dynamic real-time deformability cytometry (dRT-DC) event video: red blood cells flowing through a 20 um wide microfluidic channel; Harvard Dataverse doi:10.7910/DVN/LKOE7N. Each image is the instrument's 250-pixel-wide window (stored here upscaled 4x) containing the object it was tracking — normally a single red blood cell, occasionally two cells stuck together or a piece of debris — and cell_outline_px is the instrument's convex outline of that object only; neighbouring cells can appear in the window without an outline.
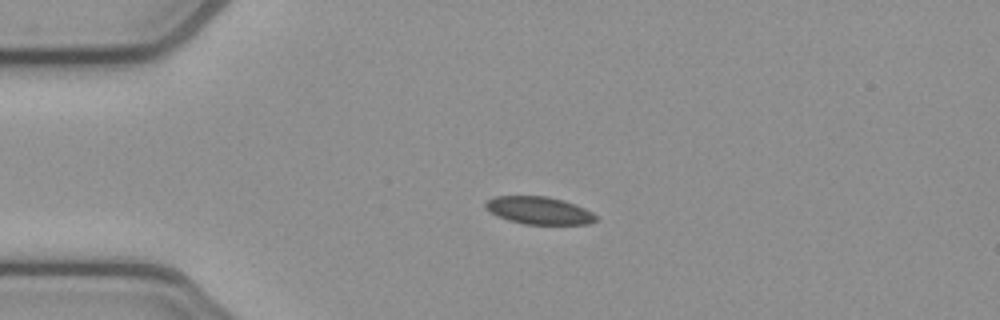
{"species": "common noctule bat (a hibernating species)", "species_latin": "Nyctalus noctula", "temperature_condition": "cold", "stored_images_in_passage": 42, "camera_frame_rate_fps": 3000, "um_per_image_px": 0.085, "animal": {"sex": "female", "body_mass_g": 21.9}, "frame": {"image": 1, "passage_image": 1, "time_ms": 0.0, "image_size_px": [1000, 320], "cell_outline_px": [[596, 220], [588, 224], [524, 224], [508, 220], [496, 216], [484, 208], [484, 204], [488, 200], [496, 196], [548, 196], [564, 200], [584, 208], [592, 212], [596, 216]], "centroid_in_image_um": [45.78, 17.89], "position_along_channel_um": 39.2, "area_um2": 17.74}}
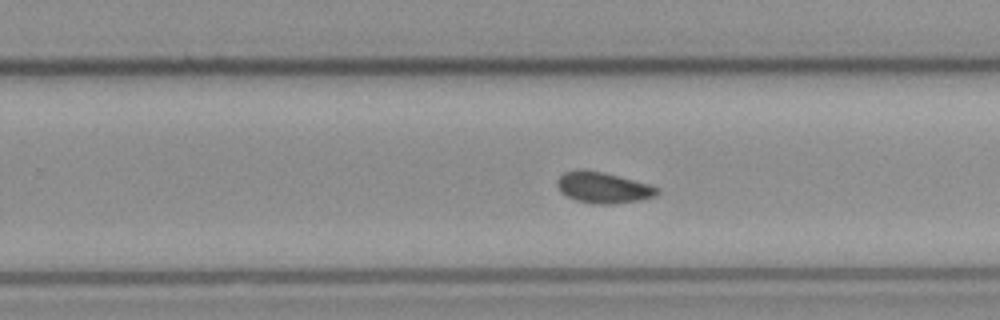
{"frame": {"image": 2, "passage_image": 22, "time_ms": 7.0, "image_size_px": [1000, 320], "cell_outline_px": [[660, 192], [656, 196], [640, 200], [612, 204], [592, 204], [576, 200], [560, 192], [556, 184], [556, 180], [564, 172], [576, 168], [584, 168], [604, 172], [648, 184], [660, 188]], "centroid_in_image_um": [51.24, 15.93], "position_along_channel_um": 278.6, "area_um2": 18.38}}
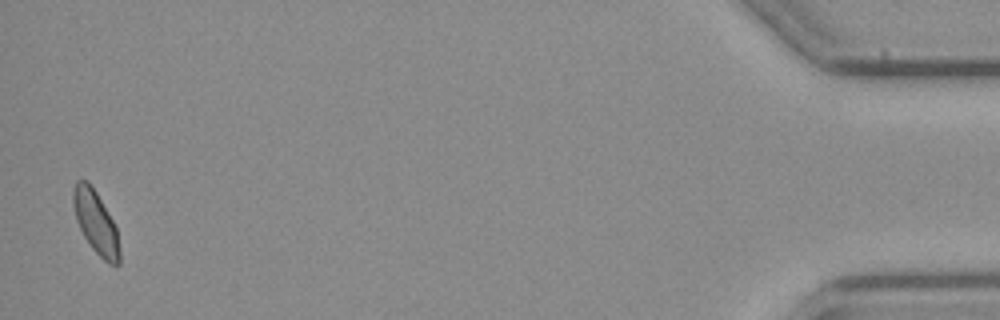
{"frame": {"image": 3, "passage_image": 41, "time_ms": 13.333, "image_size_px": [1000, 320], "cell_outline_px": [[120, 264], [108, 264], [92, 248], [84, 236], [76, 220], [72, 200], [72, 192], [76, 180], [88, 180], [96, 192], [112, 220], [116, 228], [120, 252]], "centroid_in_image_um": [8.12, 18.89], "position_along_channel_um": 427.1, "area_um2": 16.76}, "authors_computed_cell_mechanics": {"area_um2": 17.6579, "velocity_mm_per_s": 3.8465, "shape_relaxation_time_tau1_ms": null, "shape_relaxation_time_tau2_ms": 4.5338, "deformation_change_tau1": null, "deformation_change_tau2": 0.0793}}